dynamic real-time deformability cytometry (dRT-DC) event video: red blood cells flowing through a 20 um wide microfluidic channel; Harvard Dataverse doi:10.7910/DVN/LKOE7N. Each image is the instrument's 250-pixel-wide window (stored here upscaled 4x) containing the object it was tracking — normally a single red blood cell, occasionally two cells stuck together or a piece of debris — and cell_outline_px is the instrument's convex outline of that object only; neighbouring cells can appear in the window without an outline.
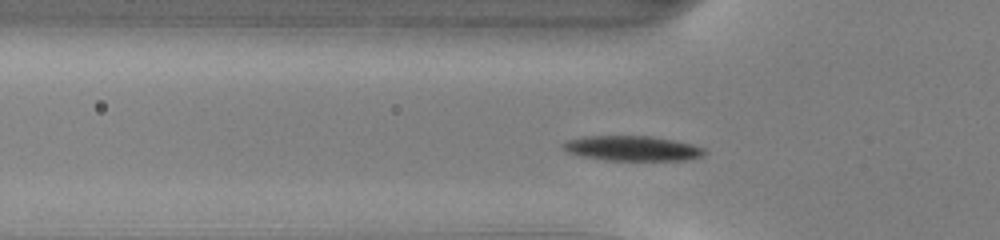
{"species": "common noctule bat (a hibernating species)", "species_latin": "Nyctalus noctula", "temperature_condition": "warm", "stored_images_in_passage": 45, "camera_frame_rate_fps": 3000, "um_per_image_px": 0.085, "animal": {"sex": "male", "body_mass_g": 13.0, "forearm_length_mm": 53.1}, "frame": {"image": 1, "passage_image": 10, "time_ms": 3.0, "image_size_px": [1000, 240], "cell_outline_px": [[708, 152], [704, 156], [688, 160], [604, 160], [580, 156], [568, 152], [560, 148], [560, 144], [568, 140], [584, 136], [652, 136], [692, 144], [704, 148]], "centroid_in_image_um": [53.74, 12.61], "position_along_channel_um": 72.1, "area_um2": 20.81}}
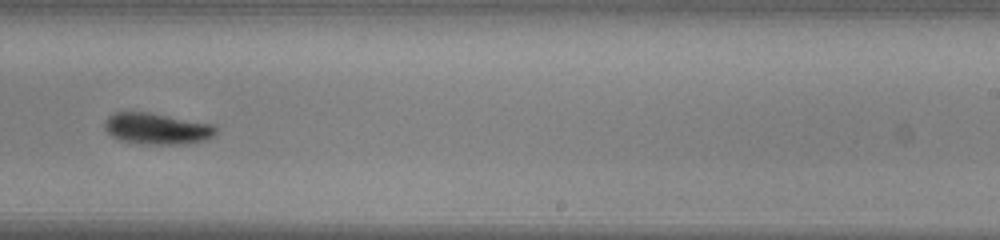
{"frame": {"image": 2, "passage_image": 25, "time_ms": 8.0, "image_size_px": [1000, 240], "cell_outline_px": [[216, 132], [212, 136], [204, 140], [192, 144], [144, 144], [120, 140], [112, 136], [104, 128], [104, 120], [112, 112], [148, 112], [212, 124], [216, 128]], "centroid_in_image_um": [13.3, 10.94], "position_along_channel_um": 275.7, "area_um2": 20.29}}
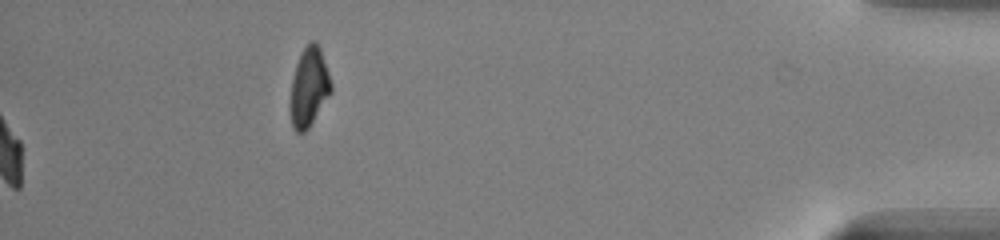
{"frame": {"image": 3, "passage_image": 45, "time_ms": 14.667, "image_size_px": [1000, 240], "cell_outline_px": [[332, 92], [308, 128], [304, 132], [296, 132], [292, 128], [288, 108], [288, 100], [292, 80], [296, 64], [300, 52], [312, 40], [316, 40], [320, 48], [332, 84]], "centroid_in_image_um": [26.23, 7.44], "position_along_channel_um": 409.0, "area_um2": 19.13}, "authors_computed_cell_mechanics": {"area_um2": 19.941, "velocity_mm_per_s": 4.0793, "shape_relaxation_time_tau1_ms": 1.9751, "shape_relaxation_time_tau2_ms": null, "deformation_change_tau1": 0.1406, "deformation_change_tau2": null}}